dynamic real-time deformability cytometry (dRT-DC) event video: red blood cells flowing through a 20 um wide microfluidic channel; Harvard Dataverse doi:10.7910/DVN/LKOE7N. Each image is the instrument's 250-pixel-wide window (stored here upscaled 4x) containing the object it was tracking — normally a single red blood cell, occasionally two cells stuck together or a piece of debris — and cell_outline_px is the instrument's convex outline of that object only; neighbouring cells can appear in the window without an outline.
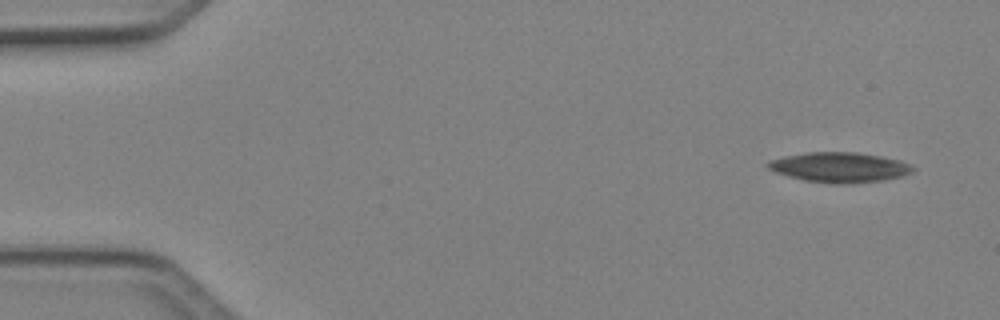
{"species": "Egyptian fruit bat (a non-hibernating species)", "species_latin": "Rousettus aegyptiacus", "temperature_condition": "cold", "stored_images_in_passage": 5, "camera_frame_rate_fps": 3000, "um_per_image_px": 0.085, "animal": {"sex": "female"}, "frame": {"image": 1, "passage_image": 1, "time_ms": 0.0, "image_size_px": [1000, 320], "cell_outline_px": [[916, 168], [912, 172], [904, 176], [884, 180], [848, 184], [836, 184], [804, 180], [788, 176], [776, 172], [768, 168], [764, 164], [768, 160], [784, 156], [808, 152], [856, 152], [880, 156], [900, 160], [912, 164]], "centroid_in_image_um": [71.38, 14.22], "position_along_channel_um": 13.6, "area_um2": 25.61}}
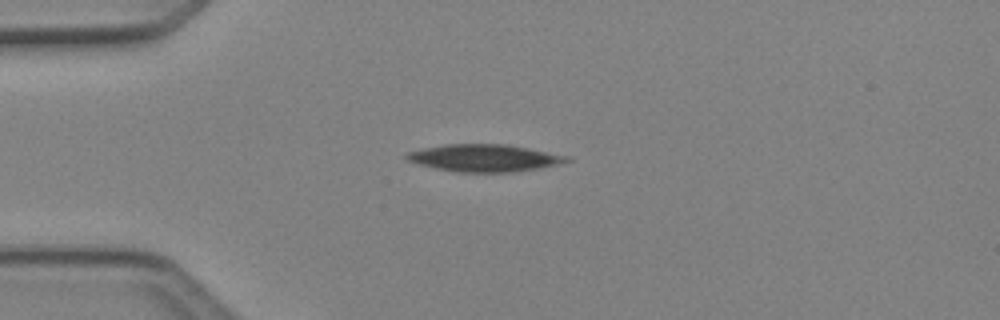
{"frame": {"image": 2, "passage_image": 4, "time_ms": 1.0, "image_size_px": [1000, 320], "cell_outline_px": [[572, 160], [540, 168], [512, 172], [456, 172], [436, 168], [420, 164], [408, 160], [404, 156], [408, 152], [424, 148], [444, 144], [504, 144], [528, 148], [572, 156]], "centroid_in_image_um": [41.2, 13.42], "position_along_channel_um": 43.8, "area_um2": 25.32}}